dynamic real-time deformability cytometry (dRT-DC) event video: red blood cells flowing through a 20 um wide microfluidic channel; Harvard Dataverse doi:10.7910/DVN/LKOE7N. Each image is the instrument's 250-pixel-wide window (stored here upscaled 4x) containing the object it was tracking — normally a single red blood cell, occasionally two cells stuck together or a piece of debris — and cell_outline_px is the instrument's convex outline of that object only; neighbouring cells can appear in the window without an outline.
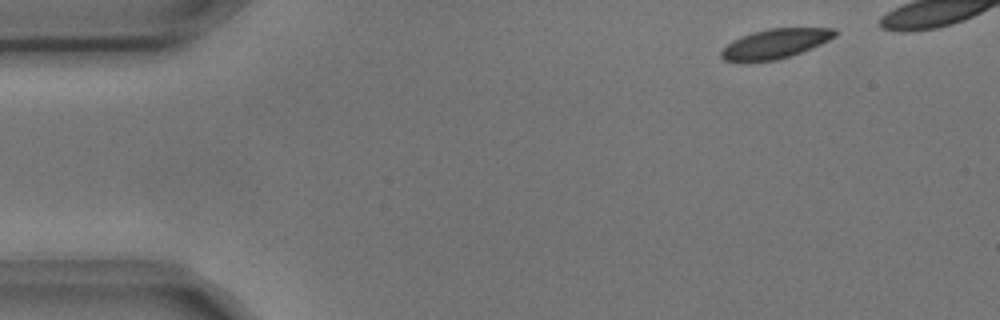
{"species": "common noctule bat (a hibernating species)", "species_latin": "Nyctalus noctula", "temperature_condition": "cold", "stored_images_in_passage": 9, "camera_frame_rate_fps": 3000, "um_per_image_px": 0.085, "animal": {"sex": "male", "body_mass_g": 17.9, "forearm_length_mm": 54.2}, "frame": {"image": 1, "passage_image": 1, "time_ms": 0.0, "image_size_px": [1000, 320], "cell_outline_px": [[840, 32], [836, 36], [812, 48], [792, 56], [776, 60], [724, 60], [720, 56], [720, 52], [732, 40], [740, 36], [752, 32], [768, 28], [836, 28]], "centroid_in_image_um": [65.95, 3.68], "position_along_channel_um": 19.0, "area_um2": 19.48}}
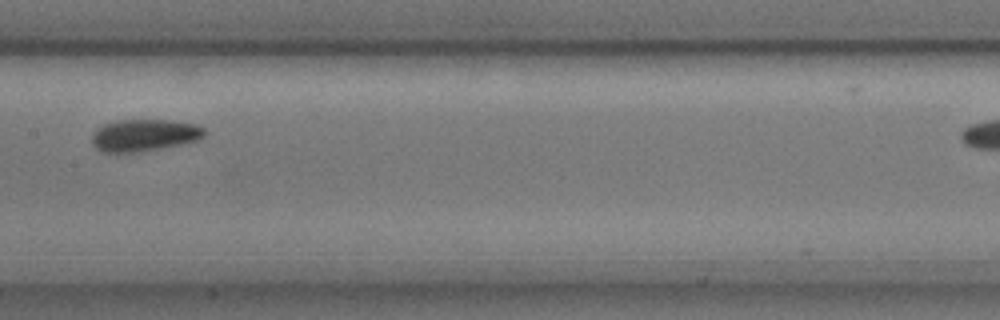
{"frame": {"image": 2, "passage_image": 7, "time_ms": 2.0, "image_size_px": [1000, 320], "cell_outline_px": [[208, 132], [204, 136], [196, 140], [180, 144], [160, 148], [132, 152], [100, 152], [92, 144], [92, 132], [96, 128], [104, 124], [116, 120], [172, 120], [196, 124], [204, 128]], "centroid_in_image_um": [12.24, 11.48], "position_along_channel_um": 195.2, "area_um2": 21.04}}
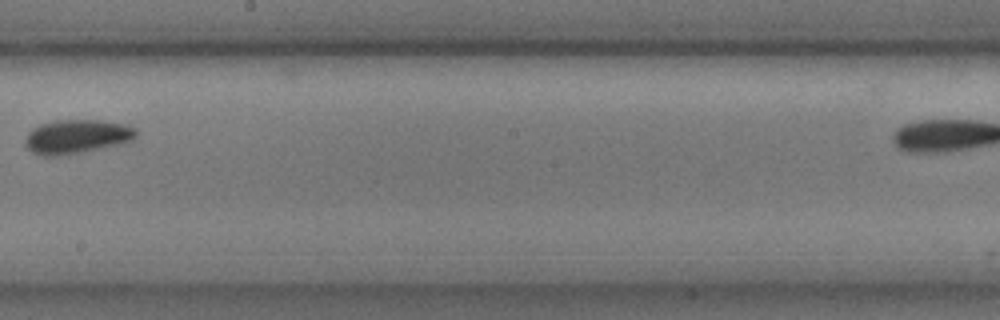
{"frame": {"image": 3, "passage_image": 8, "time_ms": 2.333, "image_size_px": [1000, 320], "cell_outline_px": [[140, 132], [132, 140], [120, 144], [80, 152], [56, 156], [44, 156], [32, 152], [24, 144], [24, 140], [28, 132], [32, 128], [40, 124], [56, 120], [104, 120], [128, 124], [136, 128]], "centroid_in_image_um": [6.55, 11.59], "position_along_channel_um": 241.7, "area_um2": 22.2}}